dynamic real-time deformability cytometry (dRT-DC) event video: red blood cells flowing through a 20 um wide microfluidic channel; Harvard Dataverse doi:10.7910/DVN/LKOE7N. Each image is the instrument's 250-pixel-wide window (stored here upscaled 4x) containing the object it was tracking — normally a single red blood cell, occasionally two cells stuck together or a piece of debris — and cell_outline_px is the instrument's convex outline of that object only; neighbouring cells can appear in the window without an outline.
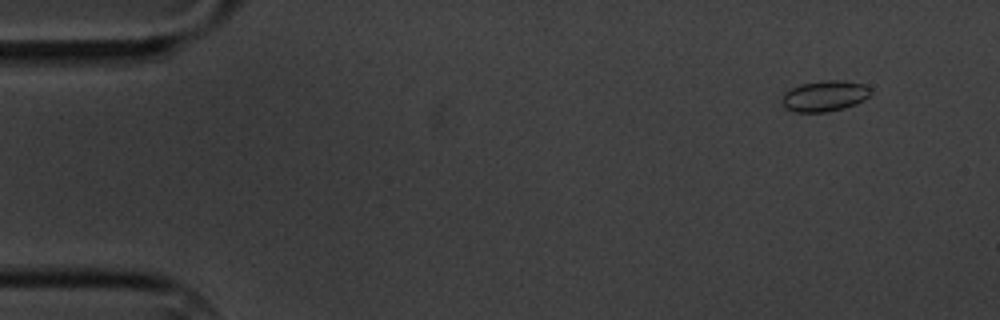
{"species": "common noctule bat (a hibernating species)", "species_latin": "Nyctalus noctula", "temperature_condition": "cold", "stored_images_in_passage": 8, "camera_frame_rate_fps": 3000, "um_per_image_px": 0.085, "animal": {"sex": "male", "body_mass_g": 20.1, "forearm_length_mm": 53.5}, "frame": {"image": 1, "passage_image": 2, "time_ms": 1.333, "image_size_px": [1000, 320], "cell_outline_px": [[872, 92], [864, 100], [856, 104], [844, 108], [824, 112], [796, 112], [784, 108], [780, 100], [784, 92], [800, 84], [824, 80], [844, 80], [864, 84], [872, 88]], "centroid_in_image_um": [70.09, 8.15], "position_along_channel_um": 14.9, "area_um2": 16.18}}
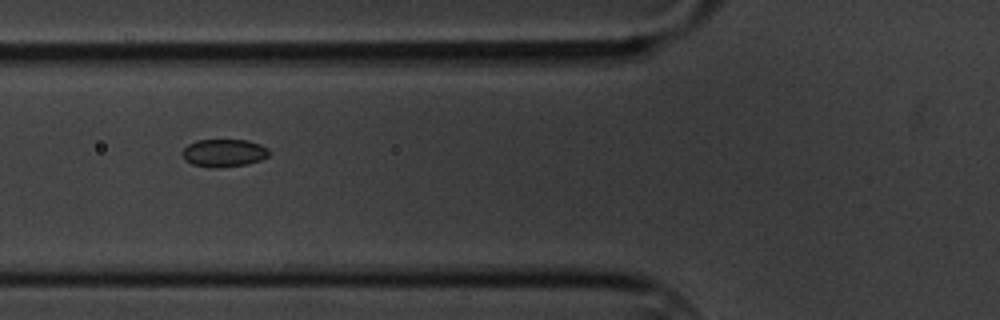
{"frame": {"image": 2, "passage_image": 7, "time_ms": 7.0, "image_size_px": [1000, 320], "cell_outline_px": [[268, 156], [260, 160], [248, 164], [216, 168], [212, 168], [192, 164], [184, 160], [180, 152], [188, 144], [196, 140], [248, 140], [260, 144], [268, 148]], "centroid_in_image_um": [18.99, 13.0], "position_along_channel_um": 106.8, "area_um2": 14.16}}
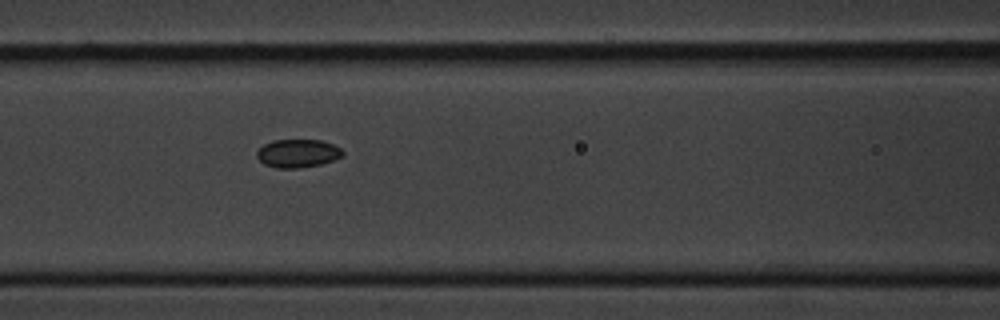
{"frame": {"image": 3, "passage_image": 8, "time_ms": 8.0, "image_size_px": [1000, 320], "cell_outline_px": [[344, 156], [320, 164], [300, 168], [276, 168], [264, 164], [256, 156], [256, 152], [264, 144], [272, 140], [320, 140], [332, 144], [340, 148], [344, 152]], "centroid_in_image_um": [25.3, 13.03], "position_along_channel_um": 141.3, "area_um2": 14.1}}